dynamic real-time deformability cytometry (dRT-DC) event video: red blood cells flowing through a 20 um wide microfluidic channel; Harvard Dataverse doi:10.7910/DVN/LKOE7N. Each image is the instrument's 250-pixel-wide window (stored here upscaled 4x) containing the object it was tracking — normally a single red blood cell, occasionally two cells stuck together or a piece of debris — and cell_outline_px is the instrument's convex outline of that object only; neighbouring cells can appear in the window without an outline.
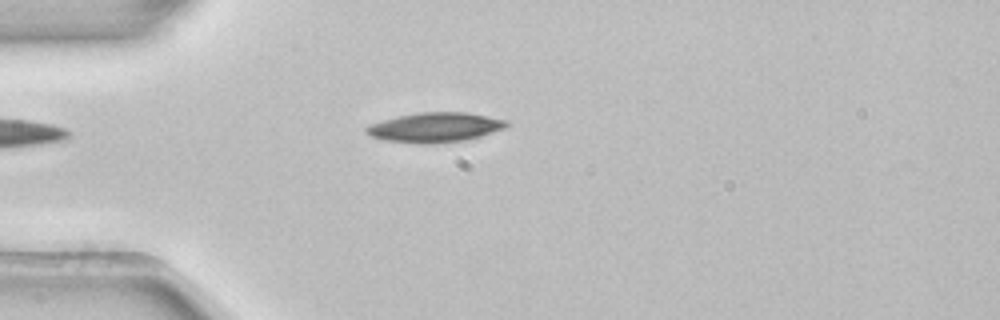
{"species": "common noctule bat (a hibernating species)", "species_latin": "Nyctalus noctula", "temperature_condition": "room temperature", "stored_images_in_passage": 4, "camera_frame_rate_fps": 3000, "um_per_image_px": 0.085, "animal": {"sex": "female", "body_mass_g": 22.7, "forearm_length_mm": 54.2}, "frame": {"image": 1, "passage_image": 4, "time_ms": 1.0, "image_size_px": [1000, 320], "cell_outline_px": [[512, 124], [504, 128], [480, 136], [464, 140], [432, 144], [420, 144], [384, 140], [368, 136], [364, 132], [364, 128], [368, 124], [400, 116], [420, 112], [468, 112], [508, 120]], "centroid_in_image_um": [36.96, 10.83], "position_along_channel_um": 48.0, "area_um2": 24.45}}